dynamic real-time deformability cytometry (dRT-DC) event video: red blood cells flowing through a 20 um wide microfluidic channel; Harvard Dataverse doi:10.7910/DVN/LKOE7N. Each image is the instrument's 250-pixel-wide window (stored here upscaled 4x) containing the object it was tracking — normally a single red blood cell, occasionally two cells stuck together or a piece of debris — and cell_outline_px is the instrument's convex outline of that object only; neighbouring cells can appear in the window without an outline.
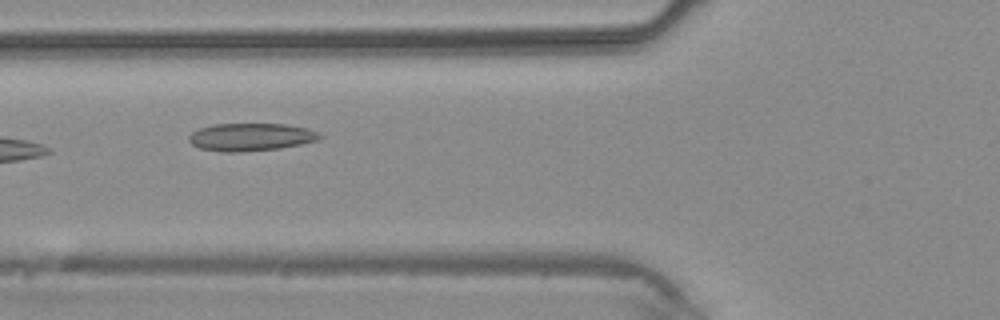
{"species": "common noctule bat (a hibernating species)", "species_latin": "Nyctalus noctula", "temperature_condition": "warm", "stored_images_in_passage": 2, "camera_frame_rate_fps": 3000, "um_per_image_px": 0.085, "animal": {"sex": "male", "body_mass_g": 20.4}, "frame": {"image": 1, "passage_image": 2, "time_ms": 1.333, "image_size_px": [1000, 320], "cell_outline_px": [[324, 136], [320, 140], [280, 148], [240, 152], [220, 152], [200, 148], [192, 144], [188, 140], [188, 136], [192, 132], [200, 128], [212, 124], [284, 124], [304, 128], [316, 132]], "centroid_in_image_um": [21.29, 11.65], "position_along_channel_um": 104.5, "area_um2": 21.1}}